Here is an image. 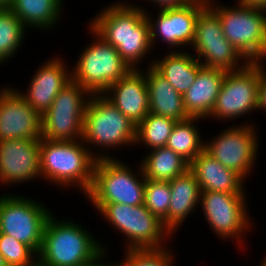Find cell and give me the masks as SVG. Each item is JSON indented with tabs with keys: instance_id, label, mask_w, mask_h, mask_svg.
<instances>
[{
	"instance_id": "obj_1",
	"label": "cell",
	"mask_w": 266,
	"mask_h": 266,
	"mask_svg": "<svg viewBox=\"0 0 266 266\" xmlns=\"http://www.w3.org/2000/svg\"><path fill=\"white\" fill-rule=\"evenodd\" d=\"M90 23L98 35L117 49L131 69H137L138 62L152 50L150 24L146 10L141 6L114 3L105 7Z\"/></svg>"
},
{
	"instance_id": "obj_2",
	"label": "cell",
	"mask_w": 266,
	"mask_h": 266,
	"mask_svg": "<svg viewBox=\"0 0 266 266\" xmlns=\"http://www.w3.org/2000/svg\"><path fill=\"white\" fill-rule=\"evenodd\" d=\"M87 147L82 139L53 141L41 138V177L64 187L76 185L87 194L92 186L96 160L112 158L111 155L94 154Z\"/></svg>"
},
{
	"instance_id": "obj_3",
	"label": "cell",
	"mask_w": 266,
	"mask_h": 266,
	"mask_svg": "<svg viewBox=\"0 0 266 266\" xmlns=\"http://www.w3.org/2000/svg\"><path fill=\"white\" fill-rule=\"evenodd\" d=\"M92 236L80 224L70 220L59 221L51 214L36 257L46 266H87L106 253Z\"/></svg>"
},
{
	"instance_id": "obj_4",
	"label": "cell",
	"mask_w": 266,
	"mask_h": 266,
	"mask_svg": "<svg viewBox=\"0 0 266 266\" xmlns=\"http://www.w3.org/2000/svg\"><path fill=\"white\" fill-rule=\"evenodd\" d=\"M208 6L218 15L224 36L248 62H263L266 57V10L242 5ZM213 3V5H212Z\"/></svg>"
},
{
	"instance_id": "obj_5",
	"label": "cell",
	"mask_w": 266,
	"mask_h": 266,
	"mask_svg": "<svg viewBox=\"0 0 266 266\" xmlns=\"http://www.w3.org/2000/svg\"><path fill=\"white\" fill-rule=\"evenodd\" d=\"M139 166L140 171L136 177L131 168L119 161V158L96 160L92 186L86 197L88 196L92 204L120 203L128 206L144 204L146 179L141 165Z\"/></svg>"
},
{
	"instance_id": "obj_6",
	"label": "cell",
	"mask_w": 266,
	"mask_h": 266,
	"mask_svg": "<svg viewBox=\"0 0 266 266\" xmlns=\"http://www.w3.org/2000/svg\"><path fill=\"white\" fill-rule=\"evenodd\" d=\"M96 38L86 46L78 57L75 68L70 71L71 79L91 94H103L111 84L118 82L131 68L121 58L117 49L106 42L91 27ZM96 36V37H95Z\"/></svg>"
},
{
	"instance_id": "obj_7",
	"label": "cell",
	"mask_w": 266,
	"mask_h": 266,
	"mask_svg": "<svg viewBox=\"0 0 266 266\" xmlns=\"http://www.w3.org/2000/svg\"><path fill=\"white\" fill-rule=\"evenodd\" d=\"M93 206L103 215L105 220L123 233L124 237H127V250L165 248L161 246L165 241L164 239L172 236L171 232L164 226L163 221L152 214L144 204L128 206L120 203H109L94 204Z\"/></svg>"
},
{
	"instance_id": "obj_8",
	"label": "cell",
	"mask_w": 266,
	"mask_h": 266,
	"mask_svg": "<svg viewBox=\"0 0 266 266\" xmlns=\"http://www.w3.org/2000/svg\"><path fill=\"white\" fill-rule=\"evenodd\" d=\"M136 127L102 94H92L85 110L82 140L89 151L92 145L106 149L133 145Z\"/></svg>"
},
{
	"instance_id": "obj_9",
	"label": "cell",
	"mask_w": 266,
	"mask_h": 266,
	"mask_svg": "<svg viewBox=\"0 0 266 266\" xmlns=\"http://www.w3.org/2000/svg\"><path fill=\"white\" fill-rule=\"evenodd\" d=\"M89 95L92 94L86 88L71 79L42 115V138L53 141L82 139Z\"/></svg>"
},
{
	"instance_id": "obj_10",
	"label": "cell",
	"mask_w": 266,
	"mask_h": 266,
	"mask_svg": "<svg viewBox=\"0 0 266 266\" xmlns=\"http://www.w3.org/2000/svg\"><path fill=\"white\" fill-rule=\"evenodd\" d=\"M14 195L0 196V233L12 236L38 254L46 221L52 213L42 203Z\"/></svg>"
},
{
	"instance_id": "obj_11",
	"label": "cell",
	"mask_w": 266,
	"mask_h": 266,
	"mask_svg": "<svg viewBox=\"0 0 266 266\" xmlns=\"http://www.w3.org/2000/svg\"><path fill=\"white\" fill-rule=\"evenodd\" d=\"M191 46L197 53L196 58L200 64L206 68L232 72L243 68L248 63L224 36L218 15L208 5L197 17L195 36ZM200 59L205 61L201 62Z\"/></svg>"
},
{
	"instance_id": "obj_12",
	"label": "cell",
	"mask_w": 266,
	"mask_h": 266,
	"mask_svg": "<svg viewBox=\"0 0 266 266\" xmlns=\"http://www.w3.org/2000/svg\"><path fill=\"white\" fill-rule=\"evenodd\" d=\"M259 62L226 72L210 118L233 120L258 110Z\"/></svg>"
},
{
	"instance_id": "obj_13",
	"label": "cell",
	"mask_w": 266,
	"mask_h": 266,
	"mask_svg": "<svg viewBox=\"0 0 266 266\" xmlns=\"http://www.w3.org/2000/svg\"><path fill=\"white\" fill-rule=\"evenodd\" d=\"M246 194L201 191L200 206L213 232L220 238H235L240 246L242 236L251 229Z\"/></svg>"
},
{
	"instance_id": "obj_14",
	"label": "cell",
	"mask_w": 266,
	"mask_h": 266,
	"mask_svg": "<svg viewBox=\"0 0 266 266\" xmlns=\"http://www.w3.org/2000/svg\"><path fill=\"white\" fill-rule=\"evenodd\" d=\"M255 125L243 124L224 130L212 142H205V150L221 165L239 174L244 180L254 168L258 141Z\"/></svg>"
},
{
	"instance_id": "obj_15",
	"label": "cell",
	"mask_w": 266,
	"mask_h": 266,
	"mask_svg": "<svg viewBox=\"0 0 266 266\" xmlns=\"http://www.w3.org/2000/svg\"><path fill=\"white\" fill-rule=\"evenodd\" d=\"M208 5V0H194L189 4L162 8L157 19H152L146 11L150 24L152 46L157 37L170 47L191 46L195 36L196 20L199 13ZM155 22V23H154ZM154 44V45H153Z\"/></svg>"
},
{
	"instance_id": "obj_16",
	"label": "cell",
	"mask_w": 266,
	"mask_h": 266,
	"mask_svg": "<svg viewBox=\"0 0 266 266\" xmlns=\"http://www.w3.org/2000/svg\"><path fill=\"white\" fill-rule=\"evenodd\" d=\"M42 115L31 107L19 90L1 89L0 141L41 139Z\"/></svg>"
},
{
	"instance_id": "obj_17",
	"label": "cell",
	"mask_w": 266,
	"mask_h": 266,
	"mask_svg": "<svg viewBox=\"0 0 266 266\" xmlns=\"http://www.w3.org/2000/svg\"><path fill=\"white\" fill-rule=\"evenodd\" d=\"M40 139L0 141V183L16 184L41 176Z\"/></svg>"
},
{
	"instance_id": "obj_18",
	"label": "cell",
	"mask_w": 266,
	"mask_h": 266,
	"mask_svg": "<svg viewBox=\"0 0 266 266\" xmlns=\"http://www.w3.org/2000/svg\"><path fill=\"white\" fill-rule=\"evenodd\" d=\"M143 73L138 68L131 69L102 94L135 125L148 115L150 109L146 78Z\"/></svg>"
},
{
	"instance_id": "obj_19",
	"label": "cell",
	"mask_w": 266,
	"mask_h": 266,
	"mask_svg": "<svg viewBox=\"0 0 266 266\" xmlns=\"http://www.w3.org/2000/svg\"><path fill=\"white\" fill-rule=\"evenodd\" d=\"M60 58L49 59L31 79L28 91L20 92L25 101L43 115L52 105L61 89L71 80V73Z\"/></svg>"
},
{
	"instance_id": "obj_20",
	"label": "cell",
	"mask_w": 266,
	"mask_h": 266,
	"mask_svg": "<svg viewBox=\"0 0 266 266\" xmlns=\"http://www.w3.org/2000/svg\"><path fill=\"white\" fill-rule=\"evenodd\" d=\"M201 191L245 194L243 178L221 165L205 149L189 164Z\"/></svg>"
},
{
	"instance_id": "obj_21",
	"label": "cell",
	"mask_w": 266,
	"mask_h": 266,
	"mask_svg": "<svg viewBox=\"0 0 266 266\" xmlns=\"http://www.w3.org/2000/svg\"><path fill=\"white\" fill-rule=\"evenodd\" d=\"M226 71L203 67L192 86L183 95L184 106L190 117L204 120L210 117L220 92Z\"/></svg>"
},
{
	"instance_id": "obj_22",
	"label": "cell",
	"mask_w": 266,
	"mask_h": 266,
	"mask_svg": "<svg viewBox=\"0 0 266 266\" xmlns=\"http://www.w3.org/2000/svg\"><path fill=\"white\" fill-rule=\"evenodd\" d=\"M145 73L149 94V113L182 121L190 116L184 106L183 96L160 75L152 66L148 65Z\"/></svg>"
},
{
	"instance_id": "obj_23",
	"label": "cell",
	"mask_w": 266,
	"mask_h": 266,
	"mask_svg": "<svg viewBox=\"0 0 266 266\" xmlns=\"http://www.w3.org/2000/svg\"><path fill=\"white\" fill-rule=\"evenodd\" d=\"M169 184L171 200L168 208V230L174 234L189 214L195 213L196 205L200 202L201 189L189 169L184 174L170 180Z\"/></svg>"
},
{
	"instance_id": "obj_24",
	"label": "cell",
	"mask_w": 266,
	"mask_h": 266,
	"mask_svg": "<svg viewBox=\"0 0 266 266\" xmlns=\"http://www.w3.org/2000/svg\"><path fill=\"white\" fill-rule=\"evenodd\" d=\"M170 53V54H169ZM162 60L150 64L182 96L195 82L198 72L203 68L200 61L190 53L170 51Z\"/></svg>"
},
{
	"instance_id": "obj_25",
	"label": "cell",
	"mask_w": 266,
	"mask_h": 266,
	"mask_svg": "<svg viewBox=\"0 0 266 266\" xmlns=\"http://www.w3.org/2000/svg\"><path fill=\"white\" fill-rule=\"evenodd\" d=\"M63 0H12L9 9L25 27L47 30L58 23ZM61 7V9H60ZM46 28V29H45Z\"/></svg>"
},
{
	"instance_id": "obj_26",
	"label": "cell",
	"mask_w": 266,
	"mask_h": 266,
	"mask_svg": "<svg viewBox=\"0 0 266 266\" xmlns=\"http://www.w3.org/2000/svg\"><path fill=\"white\" fill-rule=\"evenodd\" d=\"M140 163L145 179L170 181L184 174L189 163L167 147L155 148Z\"/></svg>"
},
{
	"instance_id": "obj_27",
	"label": "cell",
	"mask_w": 266,
	"mask_h": 266,
	"mask_svg": "<svg viewBox=\"0 0 266 266\" xmlns=\"http://www.w3.org/2000/svg\"><path fill=\"white\" fill-rule=\"evenodd\" d=\"M199 119L201 118L189 117L176 121L166 144L167 148L179 154L189 164L205 149V142L194 124Z\"/></svg>"
},
{
	"instance_id": "obj_28",
	"label": "cell",
	"mask_w": 266,
	"mask_h": 266,
	"mask_svg": "<svg viewBox=\"0 0 266 266\" xmlns=\"http://www.w3.org/2000/svg\"><path fill=\"white\" fill-rule=\"evenodd\" d=\"M175 123L171 118L148 113L136 127L135 144L142 142L151 149L166 147Z\"/></svg>"
},
{
	"instance_id": "obj_29",
	"label": "cell",
	"mask_w": 266,
	"mask_h": 266,
	"mask_svg": "<svg viewBox=\"0 0 266 266\" xmlns=\"http://www.w3.org/2000/svg\"><path fill=\"white\" fill-rule=\"evenodd\" d=\"M27 29L9 8H0L1 64L4 61L10 60L9 58H12L17 53Z\"/></svg>"
},
{
	"instance_id": "obj_30",
	"label": "cell",
	"mask_w": 266,
	"mask_h": 266,
	"mask_svg": "<svg viewBox=\"0 0 266 266\" xmlns=\"http://www.w3.org/2000/svg\"><path fill=\"white\" fill-rule=\"evenodd\" d=\"M171 200L169 181L145 180L144 206L159 217L168 229V208Z\"/></svg>"
},
{
	"instance_id": "obj_31",
	"label": "cell",
	"mask_w": 266,
	"mask_h": 266,
	"mask_svg": "<svg viewBox=\"0 0 266 266\" xmlns=\"http://www.w3.org/2000/svg\"><path fill=\"white\" fill-rule=\"evenodd\" d=\"M120 266H174L170 250L159 249H129ZM173 264V265H172Z\"/></svg>"
},
{
	"instance_id": "obj_32",
	"label": "cell",
	"mask_w": 266,
	"mask_h": 266,
	"mask_svg": "<svg viewBox=\"0 0 266 266\" xmlns=\"http://www.w3.org/2000/svg\"><path fill=\"white\" fill-rule=\"evenodd\" d=\"M0 254L8 266L29 265L37 256L29 246L3 233H0Z\"/></svg>"
},
{
	"instance_id": "obj_33",
	"label": "cell",
	"mask_w": 266,
	"mask_h": 266,
	"mask_svg": "<svg viewBox=\"0 0 266 266\" xmlns=\"http://www.w3.org/2000/svg\"><path fill=\"white\" fill-rule=\"evenodd\" d=\"M258 109L266 111V70L263 62H259Z\"/></svg>"
},
{
	"instance_id": "obj_34",
	"label": "cell",
	"mask_w": 266,
	"mask_h": 266,
	"mask_svg": "<svg viewBox=\"0 0 266 266\" xmlns=\"http://www.w3.org/2000/svg\"><path fill=\"white\" fill-rule=\"evenodd\" d=\"M151 1L153 2V4H158V7L162 9L167 7L182 6L185 4H189L194 0H150V2Z\"/></svg>"
},
{
	"instance_id": "obj_35",
	"label": "cell",
	"mask_w": 266,
	"mask_h": 266,
	"mask_svg": "<svg viewBox=\"0 0 266 266\" xmlns=\"http://www.w3.org/2000/svg\"><path fill=\"white\" fill-rule=\"evenodd\" d=\"M242 5L257 7L266 10V0H237Z\"/></svg>"
},
{
	"instance_id": "obj_36",
	"label": "cell",
	"mask_w": 266,
	"mask_h": 266,
	"mask_svg": "<svg viewBox=\"0 0 266 266\" xmlns=\"http://www.w3.org/2000/svg\"><path fill=\"white\" fill-rule=\"evenodd\" d=\"M104 255H106V254L104 253L95 262H93L92 264H89L87 266H120V263H116V264L113 263V265L112 264L110 265V263L109 264L108 263L107 264L106 263H102L101 261L103 260Z\"/></svg>"
},
{
	"instance_id": "obj_37",
	"label": "cell",
	"mask_w": 266,
	"mask_h": 266,
	"mask_svg": "<svg viewBox=\"0 0 266 266\" xmlns=\"http://www.w3.org/2000/svg\"><path fill=\"white\" fill-rule=\"evenodd\" d=\"M12 0H0V8H9Z\"/></svg>"
},
{
	"instance_id": "obj_38",
	"label": "cell",
	"mask_w": 266,
	"mask_h": 266,
	"mask_svg": "<svg viewBox=\"0 0 266 266\" xmlns=\"http://www.w3.org/2000/svg\"><path fill=\"white\" fill-rule=\"evenodd\" d=\"M26 266H46L42 261H40L38 258H35V260Z\"/></svg>"
},
{
	"instance_id": "obj_39",
	"label": "cell",
	"mask_w": 266,
	"mask_h": 266,
	"mask_svg": "<svg viewBox=\"0 0 266 266\" xmlns=\"http://www.w3.org/2000/svg\"><path fill=\"white\" fill-rule=\"evenodd\" d=\"M0 266H8L4 257L0 254Z\"/></svg>"
},
{
	"instance_id": "obj_40",
	"label": "cell",
	"mask_w": 266,
	"mask_h": 266,
	"mask_svg": "<svg viewBox=\"0 0 266 266\" xmlns=\"http://www.w3.org/2000/svg\"><path fill=\"white\" fill-rule=\"evenodd\" d=\"M260 265L261 266H266V257L263 259V262Z\"/></svg>"
}]
</instances>
